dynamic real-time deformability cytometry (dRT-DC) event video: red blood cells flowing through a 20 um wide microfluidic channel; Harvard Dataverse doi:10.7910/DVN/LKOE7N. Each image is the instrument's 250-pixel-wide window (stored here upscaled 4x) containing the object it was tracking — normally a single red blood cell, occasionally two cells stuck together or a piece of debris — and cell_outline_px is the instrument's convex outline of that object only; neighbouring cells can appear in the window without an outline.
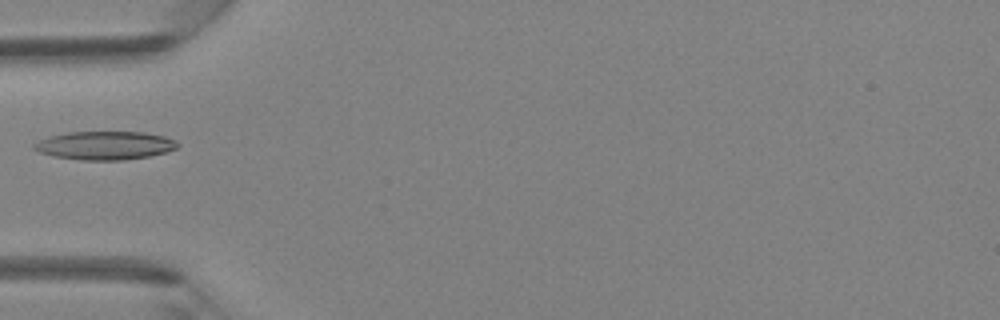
{"species": "Egyptian fruit bat (a non-hibernating species)", "species_latin": "Rousettus aegyptiacus", "temperature_condition": "room temperature", "stored_images_in_passage": 5, "camera_frame_rate_fps": 3000, "um_per_image_px": 0.085, "animal": {"sex": "female"}, "frame": {"image": 1, "passage_image": 5, "time_ms": 4.667, "image_size_px": [1000, 320], "cell_outline_px": [[180, 144], [176, 148], [168, 152], [148, 156], [124, 160], [80, 160], [52, 156], [40, 152], [32, 148], [32, 144], [48, 136], [68, 132], [144, 132], [164, 136], [176, 140]], "centroid_in_image_um": [8.91, 12.36], "position_along_channel_um": 76.1, "area_um2": 23.93}}